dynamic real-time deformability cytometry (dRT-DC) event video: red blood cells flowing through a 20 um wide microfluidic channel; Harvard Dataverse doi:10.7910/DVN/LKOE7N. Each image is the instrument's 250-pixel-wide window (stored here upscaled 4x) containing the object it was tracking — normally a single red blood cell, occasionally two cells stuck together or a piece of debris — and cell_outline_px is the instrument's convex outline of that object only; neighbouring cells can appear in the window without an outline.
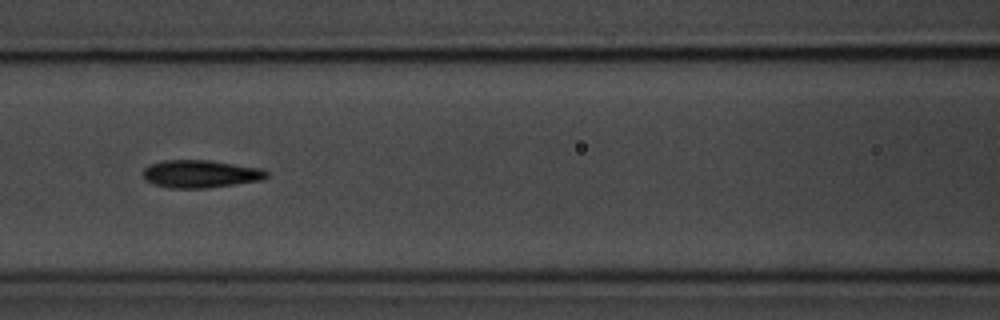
{"species": "common noctule bat (a hibernating species)", "species_latin": "Nyctalus noctula", "temperature_condition": "room temperature", "stored_images_in_passage": 9, "camera_frame_rate_fps": 3000, "um_per_image_px": 0.085, "animal": {"sex": "male", "body_mass_g": 20.1, "forearm_length_mm": 53.5}, "frame": {"image": 1, "passage_image": 7, "time_ms": 7.0, "image_size_px": [1000, 320], "cell_outline_px": [[268, 176], [260, 180], [208, 188], [168, 188], [152, 184], [144, 180], [144, 168], [148, 164], [164, 160], [212, 160], [260, 168], [268, 172]], "centroid_in_image_um": [17.0, 14.78], "position_along_channel_um": 149.6, "area_um2": 20.06}}
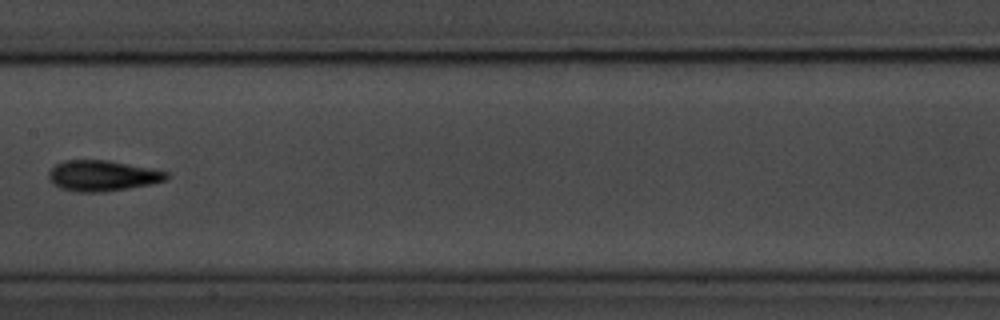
{"frame": {"image": 2, "passage_image": 8, "time_ms": 8.333, "image_size_px": [1000, 320], "cell_outline_px": [[168, 180], [152, 184], [104, 192], [76, 192], [60, 188], [52, 184], [48, 176], [48, 172], [56, 164], [64, 160], [108, 160], [168, 172]], "centroid_in_image_um": [8.68, 14.94], "position_along_channel_um": 198.7, "area_um2": 21.1}}